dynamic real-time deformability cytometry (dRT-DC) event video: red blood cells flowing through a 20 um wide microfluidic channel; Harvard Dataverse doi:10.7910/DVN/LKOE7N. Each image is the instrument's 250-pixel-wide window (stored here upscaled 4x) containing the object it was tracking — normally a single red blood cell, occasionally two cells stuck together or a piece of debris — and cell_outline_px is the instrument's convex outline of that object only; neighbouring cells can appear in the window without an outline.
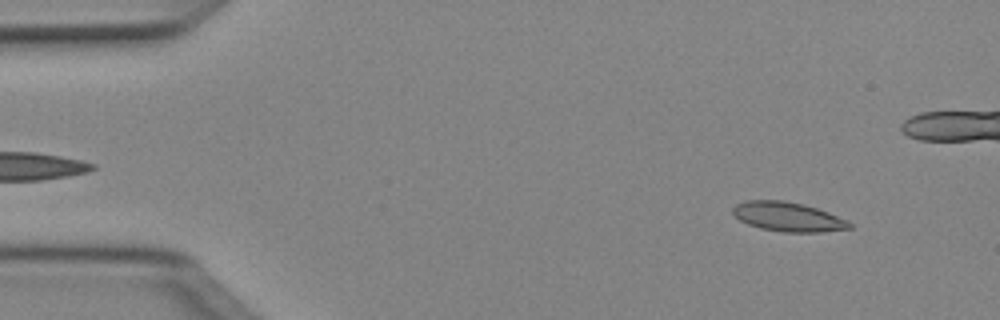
{"species": "Egyptian fruit bat (a non-hibernating species)", "species_latin": "Rousettus aegyptiacus", "temperature_condition": "cold", "stored_images_in_passage": 5, "camera_frame_rate_fps": 3000, "um_per_image_px": 0.085, "animal": {"sex": "female"}, "frame": {"image": 1, "passage_image": 1, "time_ms": 0.0, "image_size_px": [1000, 320], "cell_outline_px": [[852, 228], [820, 232], [784, 232], [760, 228], [748, 224], [740, 220], [732, 212], [732, 208], [736, 204], [744, 200], [784, 200], [804, 204], [828, 212], [848, 220], [852, 224]], "centroid_in_image_um": [66.98, 18.42], "position_along_channel_um": 18.0, "area_um2": 20.0}}
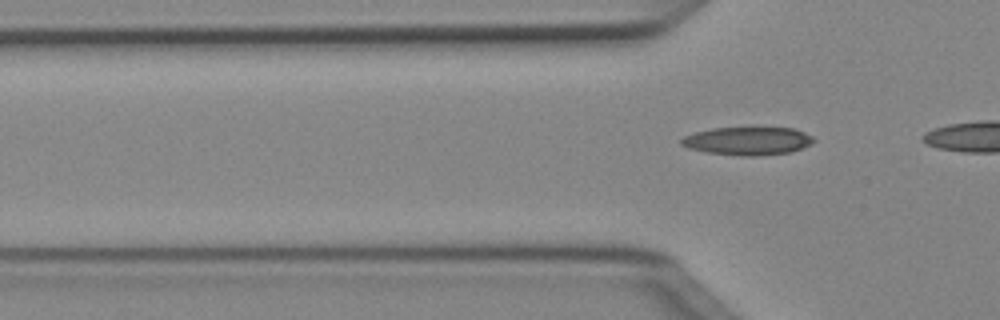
{"frame": {"image": 2, "passage_image": 5, "time_ms": 1.333, "image_size_px": [1000, 320], "cell_outline_px": [[816, 140], [812, 144], [792, 152], [752, 156], [744, 156], [708, 152], [688, 148], [680, 144], [680, 140], [684, 136], [696, 132], [712, 128], [752, 124], [756, 124], [792, 128], [804, 132], [812, 136]], "centroid_in_image_um": [63.6, 11.92], "position_along_channel_um": 62.2, "area_um2": 22.77}}